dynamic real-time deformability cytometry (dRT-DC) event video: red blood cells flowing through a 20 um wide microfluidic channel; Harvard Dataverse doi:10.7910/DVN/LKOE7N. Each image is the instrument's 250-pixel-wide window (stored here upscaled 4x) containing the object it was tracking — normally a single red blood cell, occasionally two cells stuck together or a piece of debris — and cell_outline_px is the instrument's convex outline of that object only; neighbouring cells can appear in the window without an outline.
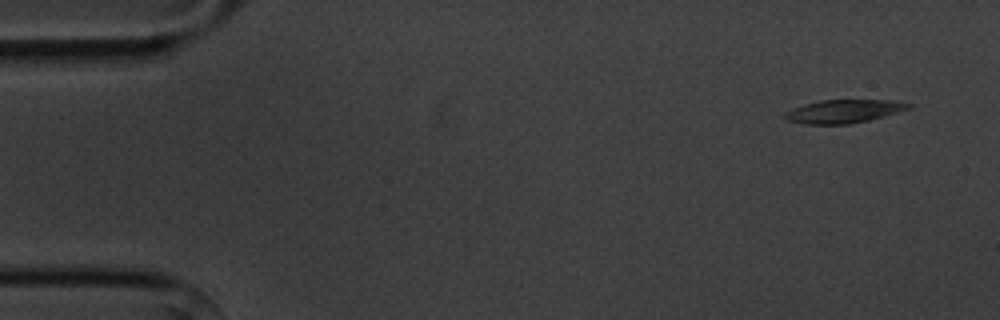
{"species": "common noctule bat (a hibernating species)", "species_latin": "Nyctalus noctula", "temperature_condition": "cold", "stored_images_in_passage": 10, "camera_frame_rate_fps": 3000, "um_per_image_px": 0.085, "animal": {"sex": "male", "body_mass_g": 20.1, "forearm_length_mm": 53.5}, "frame": {"image": 1, "passage_image": 1, "time_ms": 0.0, "image_size_px": [1000, 320], "cell_outline_px": [[912, 108], [884, 116], [868, 120], [848, 124], [804, 124], [784, 120], [784, 112], [792, 108], [804, 104], [820, 100], [892, 100], [912, 104]], "centroid_in_image_um": [71.68, 9.46], "position_along_channel_um": 13.3, "area_um2": 16.88}}
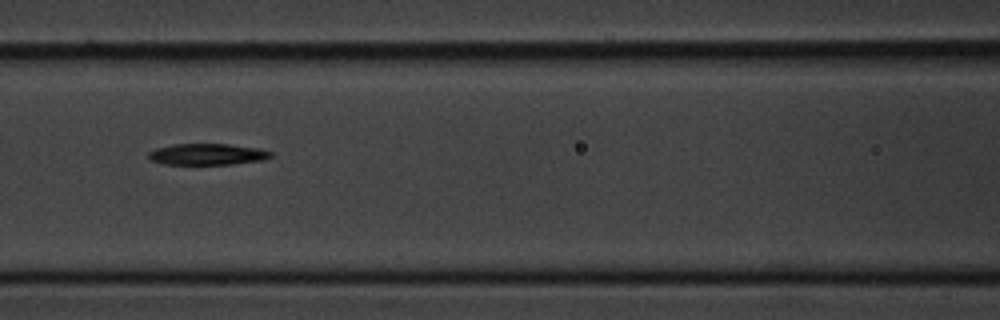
{"frame": {"image": 2, "passage_image": 6, "time_ms": 6.667, "image_size_px": [1000, 320], "cell_outline_px": [[272, 156], [264, 160], [232, 164], [164, 164], [152, 160], [148, 156], [148, 152], [156, 148], [172, 144], [228, 144], [256, 148], [272, 152]], "centroid_in_image_um": [17.61, 13.11], "position_along_channel_um": 149.0, "area_um2": 15.09}}
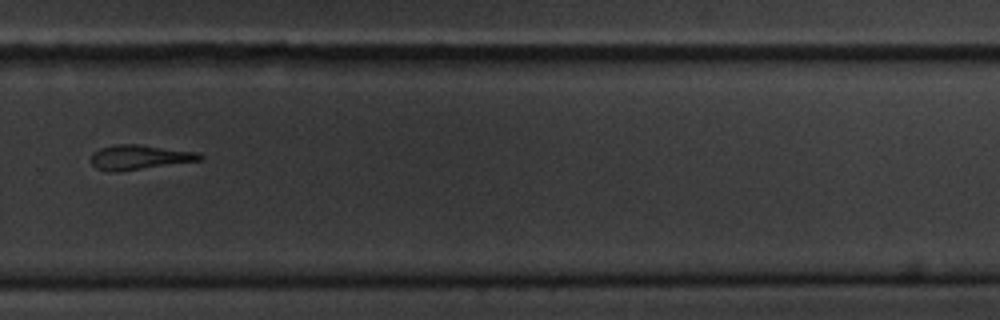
{"frame": {"image": 3, "passage_image": 10, "time_ms": 11.333, "image_size_px": [1000, 320], "cell_outline_px": [[204, 160], [116, 172], [112, 172], [96, 168], [88, 160], [92, 152], [100, 148], [116, 144], [140, 144], [200, 152], [204, 156]], "centroid_in_image_um": [11.87, 13.36], "position_along_channel_um": 317.9, "area_um2": 16.01}}